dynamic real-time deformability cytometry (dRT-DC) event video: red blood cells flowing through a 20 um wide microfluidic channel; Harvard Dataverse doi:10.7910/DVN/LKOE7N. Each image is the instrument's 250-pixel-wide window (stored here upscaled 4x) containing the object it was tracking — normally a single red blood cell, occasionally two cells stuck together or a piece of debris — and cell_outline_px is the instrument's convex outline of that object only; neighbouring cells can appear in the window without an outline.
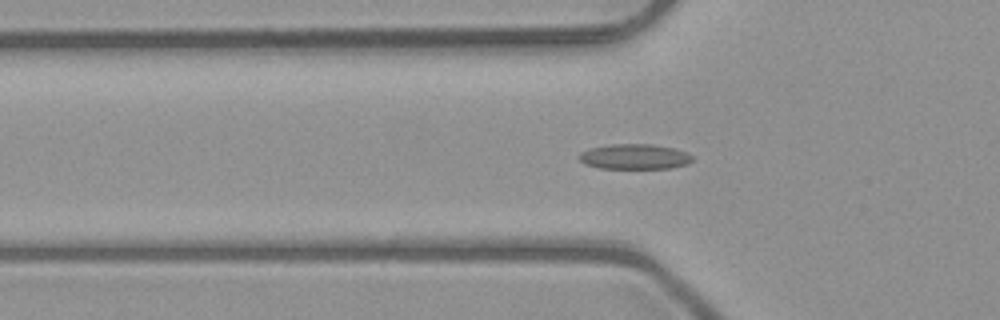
{"species": "common noctule bat (a hibernating species)", "species_latin": "Nyctalus noctula", "temperature_condition": "room temperature", "stored_images_in_passage": 48, "camera_frame_rate_fps": 3000, "um_per_image_px": 0.085, "animal": {"sex": "male", "body_mass_g": 23.1, "forearm_length_mm": 52.7}, "frame": {"image": 1, "passage_image": 13, "time_ms": 4.0, "image_size_px": [1000, 320], "cell_outline_px": [[692, 160], [688, 164], [672, 168], [600, 168], [584, 164], [576, 156], [580, 152], [592, 148], [612, 144], [652, 144], [672, 148], [684, 152], [692, 156]], "centroid_in_image_um": [53.9, 13.32], "position_along_channel_um": 71.9, "area_um2": 16.53}}
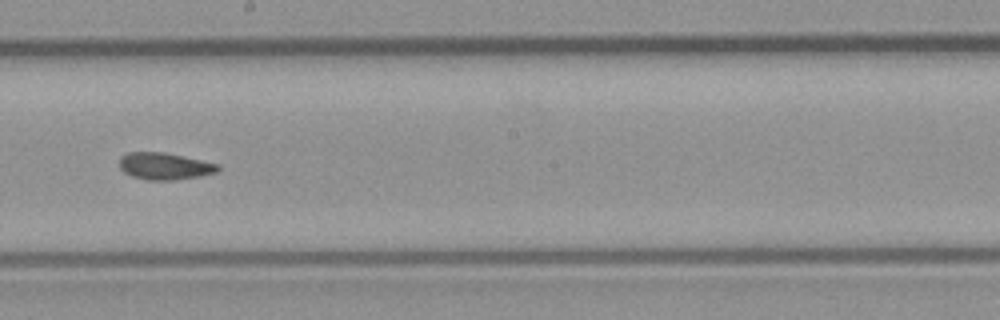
{"frame": {"image": 2, "passage_image": 25, "time_ms": 8.0, "image_size_px": [1000, 320], "cell_outline_px": [[220, 168], [216, 172], [200, 176], [172, 180], [148, 180], [132, 176], [124, 172], [120, 168], [120, 156], [128, 152], [164, 152], [220, 164]], "centroid_in_image_um": [13.99, 14.12], "position_along_channel_um": 234.2, "area_um2": 15.43}}
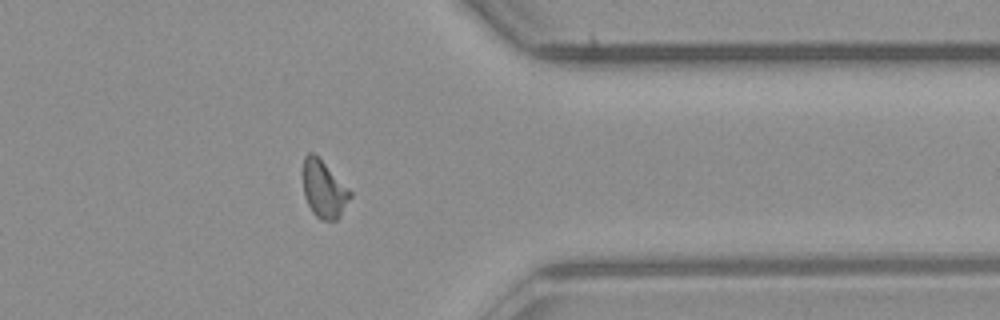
{"frame": {"image": 3, "passage_image": 37, "time_ms": 12.0, "image_size_px": [1000, 320], "cell_outline_px": [[352, 196], [340, 216], [336, 220], [320, 220], [312, 212], [304, 196], [304, 156], [308, 152], [312, 152], [352, 192]], "centroid_in_image_um": [27.53, 16.13], "position_along_channel_um": 383.9, "area_um2": 15.32}, "authors_computed_cell_mechanics": {"area_um2": 15.5482, "velocity_mm_per_s": 4.0227, "shape_relaxation_time_tau1_ms": null, "shape_relaxation_time_tau2_ms": 3.4297, "deformation_change_tau1": null, "deformation_change_tau2": 0.0769}}